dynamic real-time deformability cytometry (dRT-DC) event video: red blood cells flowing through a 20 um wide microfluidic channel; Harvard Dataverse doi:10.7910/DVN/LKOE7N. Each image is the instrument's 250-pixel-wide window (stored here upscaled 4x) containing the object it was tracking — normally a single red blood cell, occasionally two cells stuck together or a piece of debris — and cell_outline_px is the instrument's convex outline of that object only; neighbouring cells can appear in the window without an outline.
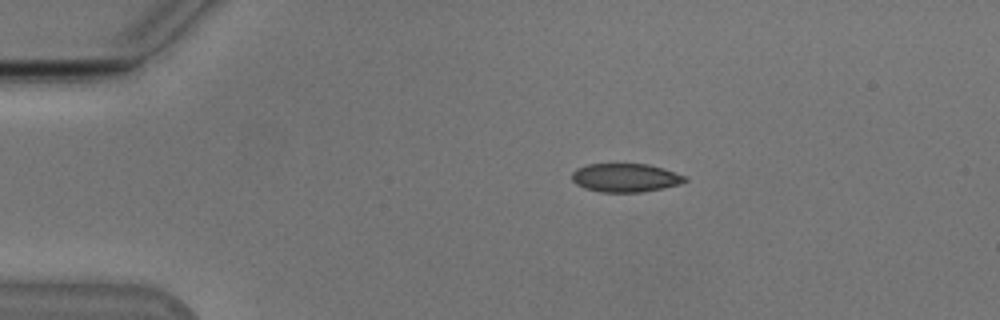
{"species": "Egyptian fruit bat (a non-hibernating species)", "species_latin": "Rousettus aegyptiacus", "temperature_condition": "cold", "stored_images_in_passage": 32, "camera_frame_rate_fps": 3000, "um_per_image_px": 0.085, "animal": {"sex": "male"}, "frame": {"image": 1, "passage_image": 1, "time_ms": 0.0, "image_size_px": [1000, 320], "cell_outline_px": [[688, 180], [680, 184], [640, 192], [604, 192], [584, 188], [576, 184], [572, 180], [572, 172], [576, 168], [588, 164], [648, 164], [664, 168], [684, 176]], "centroid_in_image_um": [53.13, 15.1], "position_along_channel_um": 31.9, "area_um2": 18.67}}
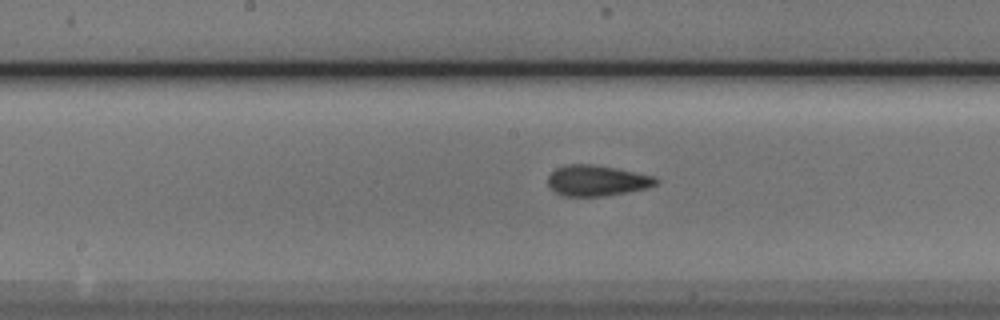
{"frame": {"image": 2, "passage_image": 18, "time_ms": 5.667, "image_size_px": [1000, 320], "cell_outline_px": [[660, 180], [656, 184], [648, 188], [608, 196], [560, 196], [548, 184], [548, 176], [556, 168], [568, 164], [592, 164], [616, 168], [652, 176]], "centroid_in_image_um": [50.73, 15.36], "position_along_channel_um": 197.5, "area_um2": 19.36}}
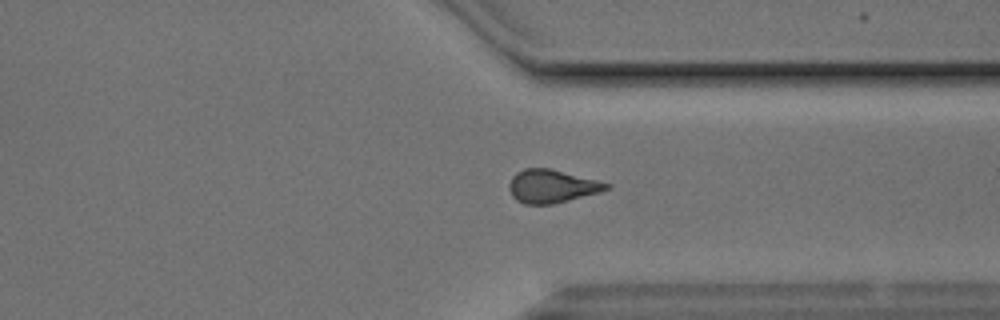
{"frame": {"image": 3, "passage_image": 31, "time_ms": 10.0, "image_size_px": [1000, 320], "cell_outline_px": [[612, 188], [600, 192], [552, 204], [524, 204], [516, 200], [512, 196], [508, 188], [508, 184], [512, 176], [516, 172], [524, 168], [548, 168], [612, 184]], "centroid_in_image_um": [46.88, 15.83], "position_along_channel_um": 364.5, "area_um2": 18.79}, "authors_computed_cell_mechanics": {"area_um2": 19.3341, "velocity_mm_per_s": 3.858, "shape_relaxation_time_tau1_ms": 6.6702, "shape_relaxation_time_tau2_ms": 1.9477, "deformation_change_tau1": 0.1337, "deformation_change_tau2": 0.0572}}